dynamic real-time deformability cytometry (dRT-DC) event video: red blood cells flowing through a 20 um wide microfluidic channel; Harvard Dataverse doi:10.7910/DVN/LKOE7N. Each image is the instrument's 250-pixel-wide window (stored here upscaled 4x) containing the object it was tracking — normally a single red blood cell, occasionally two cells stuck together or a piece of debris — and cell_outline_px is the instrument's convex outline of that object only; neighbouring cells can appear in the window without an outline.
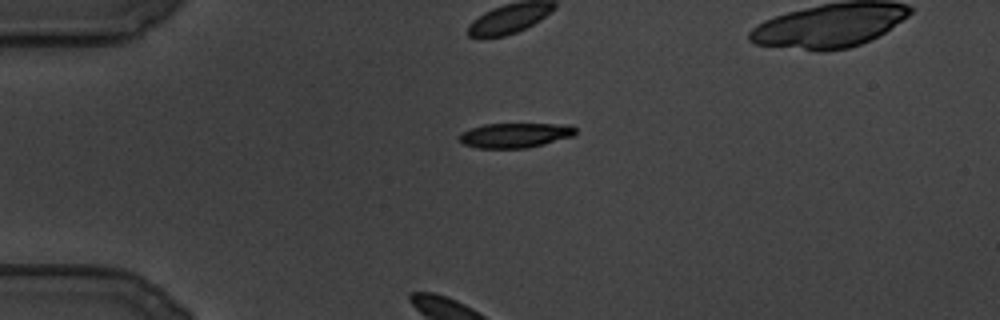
{"species": "common noctule bat (a hibernating species)", "species_latin": "Nyctalus noctula", "temperature_condition": "cold", "stored_images_in_passage": 82, "camera_frame_rate_fps": 3000, "um_per_image_px": 0.085, "animal": {"sex": "male", "body_mass_g": 19.5, "forearm_length_mm": 54.6}, "frame": {"image": 1, "passage_image": 1, "time_ms": 0.0, "image_size_px": [1000, 320], "cell_outline_px": [[576, 132], [572, 136], [544, 144], [528, 148], [476, 148], [464, 144], [460, 140], [460, 132], [484, 124], [572, 124], [576, 128]], "centroid_in_image_um": [43.8, 11.49], "position_along_channel_um": 41.2, "area_um2": 16.76}}